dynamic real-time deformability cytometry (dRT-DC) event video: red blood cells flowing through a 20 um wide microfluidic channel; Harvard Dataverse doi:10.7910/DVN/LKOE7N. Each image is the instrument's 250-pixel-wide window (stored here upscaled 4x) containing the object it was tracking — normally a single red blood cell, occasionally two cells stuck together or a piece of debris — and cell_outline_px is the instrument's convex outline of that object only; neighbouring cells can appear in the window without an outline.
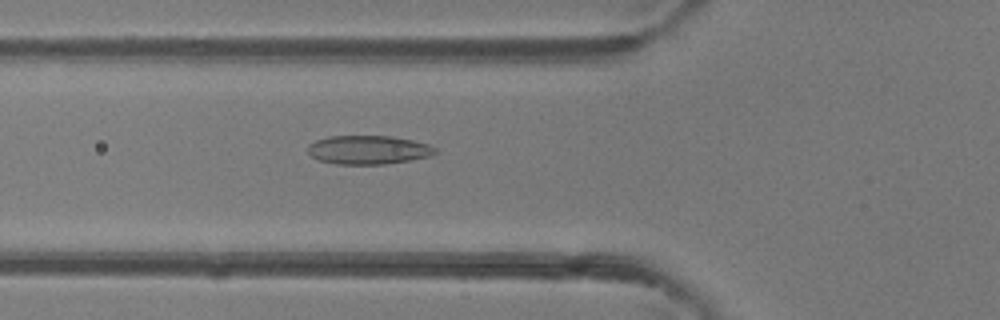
{"species": "common noctule bat (a hibernating species)", "species_latin": "Nyctalus noctula", "temperature_condition": "room temperature", "stored_images_in_passage": 47, "camera_frame_rate_fps": 3000, "um_per_image_px": 0.085, "animal": {"sex": "female"}, "frame": {"image": 1, "passage_image": 17, "time_ms": 5.333, "image_size_px": [1000, 320], "cell_outline_px": [[436, 152], [428, 156], [408, 160], [384, 164], [336, 164], [320, 160], [312, 156], [308, 152], [308, 144], [316, 140], [328, 136], [392, 136], [412, 140], [428, 144], [436, 148]], "centroid_in_image_um": [31.28, 12.73], "position_along_channel_um": 94.5, "area_um2": 21.15}}
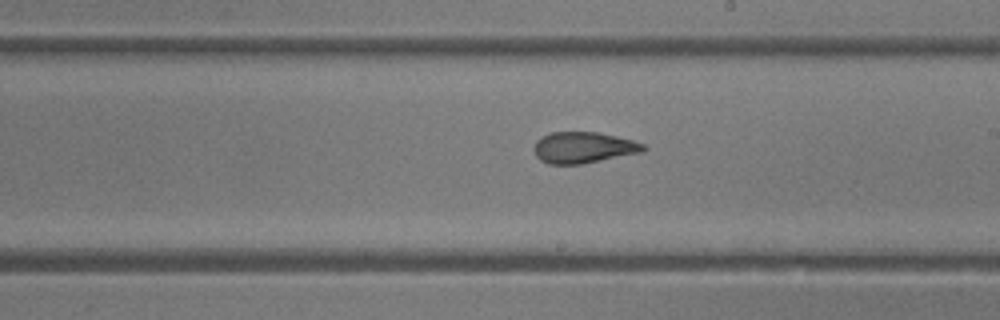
{"frame": {"image": 2, "passage_image": 27, "time_ms": 8.667, "image_size_px": [1000, 320], "cell_outline_px": [[648, 148], [644, 152], [580, 164], [548, 164], [540, 160], [536, 156], [532, 148], [536, 140], [540, 136], [552, 132], [600, 132], [632, 140], [644, 144]], "centroid_in_image_um": [49.57, 12.54], "position_along_channel_um": 239.4, "area_um2": 20.11}}
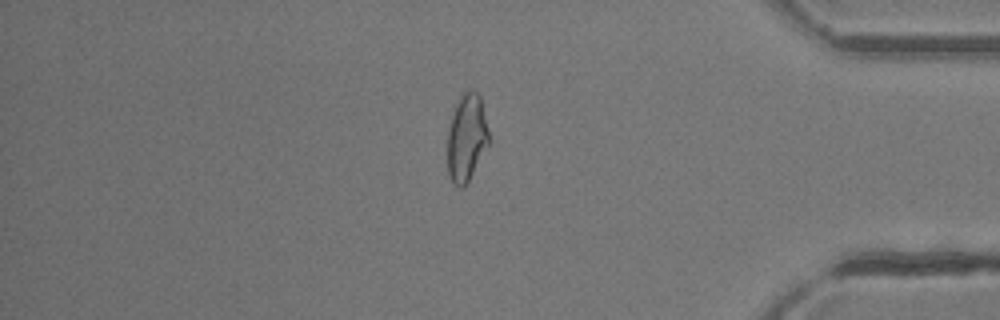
{"frame": {"image": 3, "passage_image": 40, "time_ms": 13.0, "image_size_px": [1000, 320], "cell_outline_px": [[492, 144], [464, 188], [460, 188], [452, 180], [448, 172], [448, 128], [456, 104], [460, 96], [468, 88], [472, 88], [480, 96], [492, 140]], "centroid_in_image_um": [39.73, 11.71], "position_along_channel_um": 395.5, "area_um2": 21.73}, "authors_computed_cell_mechanics": {"area_um2": 21.7328, "velocity_mm_per_s": 4.3215, "shape_relaxation_time_tau1_ms": null, "shape_relaxation_time_tau2_ms": 1.2245, "deformation_change_tau1": null, "deformation_change_tau2": 0.0785}}